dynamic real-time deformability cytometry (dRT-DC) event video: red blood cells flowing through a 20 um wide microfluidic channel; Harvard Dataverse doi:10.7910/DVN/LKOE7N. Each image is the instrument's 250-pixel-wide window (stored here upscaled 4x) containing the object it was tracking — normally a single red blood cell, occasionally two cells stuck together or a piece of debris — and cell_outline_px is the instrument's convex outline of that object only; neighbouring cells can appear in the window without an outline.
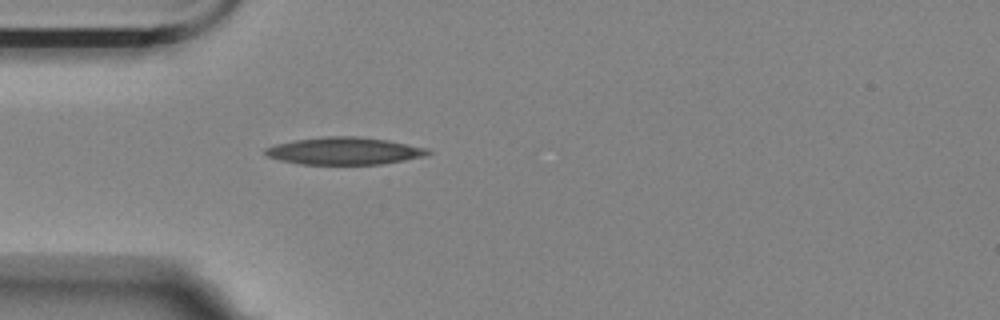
{"species": "Egyptian fruit bat (a non-hibernating species)", "species_latin": "Rousettus aegyptiacus", "temperature_condition": "room temperature", "stored_images_in_passage": 7, "camera_frame_rate_fps": 3000, "um_per_image_px": 0.085, "animal": {"sex": "female"}, "frame": {"image": 1, "passage_image": 1, "time_ms": 0.0, "image_size_px": [1000, 320], "cell_outline_px": [[432, 152], [424, 156], [404, 160], [380, 164], [300, 164], [280, 160], [268, 156], [264, 152], [264, 148], [276, 144], [296, 140], [328, 136], [356, 136], [384, 140], [428, 148]], "centroid_in_image_um": [29.25, 12.83], "position_along_channel_um": 55.8, "area_um2": 25.55}}
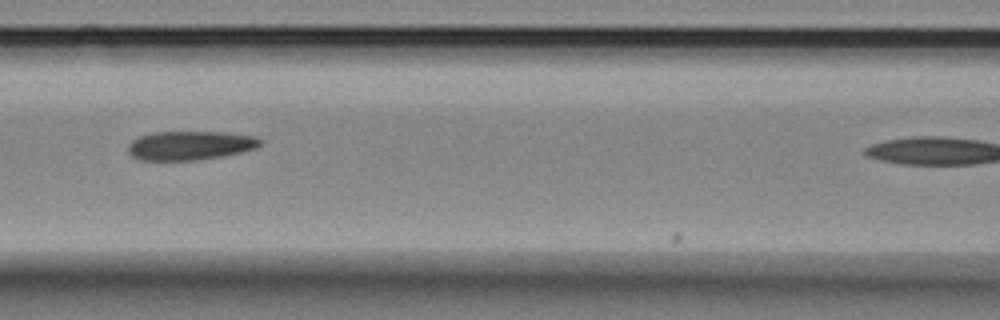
{"frame": {"image": 2, "passage_image": 4, "time_ms": 1.0, "image_size_px": [1000, 320], "cell_outline_px": [[260, 144], [256, 148], [224, 156], [196, 160], [140, 160], [132, 156], [128, 152], [128, 148], [132, 140], [140, 136], [152, 132], [224, 132], [256, 136], [260, 140]], "centroid_in_image_um": [16.15, 12.36], "position_along_channel_um": 150.5, "area_um2": 22.25}}